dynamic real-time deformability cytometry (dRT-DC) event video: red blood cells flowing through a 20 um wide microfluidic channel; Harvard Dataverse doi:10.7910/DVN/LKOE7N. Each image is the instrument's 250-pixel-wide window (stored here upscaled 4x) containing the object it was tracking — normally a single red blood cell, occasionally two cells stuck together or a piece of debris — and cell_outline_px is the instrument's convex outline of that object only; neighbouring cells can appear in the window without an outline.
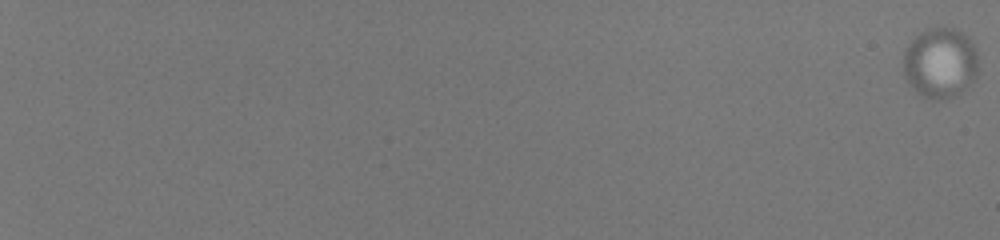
{"species": "human", "species_latin": "Homo sapiens", "temperature_condition": "room temperature", "stored_images_in_passage": 49, "camera_frame_rate_fps": 3000, "um_per_image_px": 0.085, "donor": {"sex": "male"}, "frame": {"image": 1, "passage_image": 1, "time_ms": 0.0, "image_size_px": [1000, 240], "cell_outline_px": [[976, 80], [960, 96], [940, 100], [936, 100], [924, 96], [916, 92], [912, 88], [904, 76], [904, 48], [920, 32], [936, 28], [952, 28], [960, 32], [976, 48]], "centroid_in_image_um": [79.92, 5.41], "position_along_channel_um": 5.1, "area_um2": 30.81}}
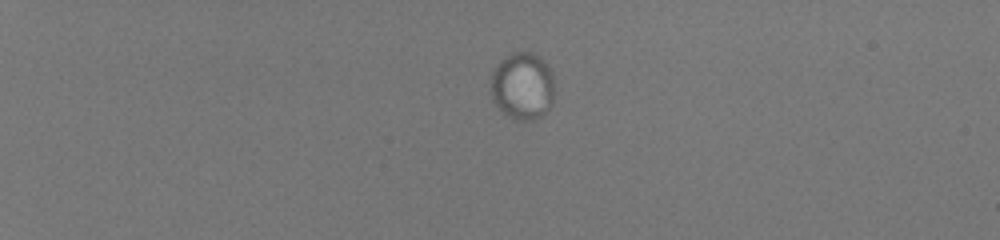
{"frame": {"image": 2, "passage_image": 22, "time_ms": 7.0, "image_size_px": [1000, 240], "cell_outline_px": [[552, 104], [540, 116], [532, 120], [512, 120], [500, 112], [492, 100], [492, 72], [500, 60], [512, 52], [532, 52], [540, 56], [544, 60], [552, 72]], "centroid_in_image_um": [44.39, 7.32], "position_along_channel_um": 40.6, "area_um2": 25.09}}
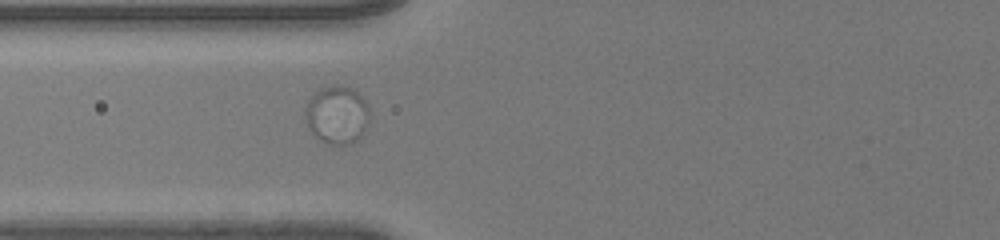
{"frame": {"image": 3, "passage_image": 35, "time_ms": 11.333, "image_size_px": [1000, 240], "cell_outline_px": [[368, 128], [356, 140], [348, 144], [328, 144], [316, 136], [308, 128], [304, 116], [304, 108], [308, 100], [320, 88], [332, 84], [340, 84], [352, 88], [368, 104]], "centroid_in_image_um": [28.63, 9.74], "position_along_channel_um": 97.2, "area_um2": 21.91}}